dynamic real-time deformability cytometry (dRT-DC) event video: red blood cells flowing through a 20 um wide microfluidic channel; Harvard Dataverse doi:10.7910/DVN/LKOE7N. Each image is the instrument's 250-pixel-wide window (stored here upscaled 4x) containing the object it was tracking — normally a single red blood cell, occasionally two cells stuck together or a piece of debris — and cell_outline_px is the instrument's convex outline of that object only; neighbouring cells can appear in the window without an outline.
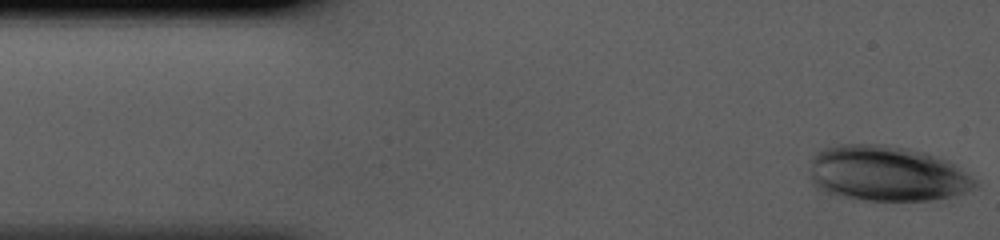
{"species": "human", "species_latin": "Homo sapiens", "temperature_condition": "cold", "stored_images_in_passage": 37, "camera_frame_rate_fps": 3000, "um_per_image_px": 0.085, "donor": {"sex": "male"}, "frame": {"image": 1, "passage_image": 1, "time_ms": 0.0, "image_size_px": [1000, 240], "cell_outline_px": [[976, 188], [952, 196], [932, 200], [860, 200], [836, 196], [820, 192], [812, 184], [808, 176], [808, 172], [812, 156], [816, 152], [824, 148], [840, 144], [884, 144], [908, 148], [924, 152], [944, 160], [960, 168], [976, 180]], "centroid_in_image_um": [75.27, 14.76], "position_along_channel_um": 9.7, "area_um2": 53.99}}
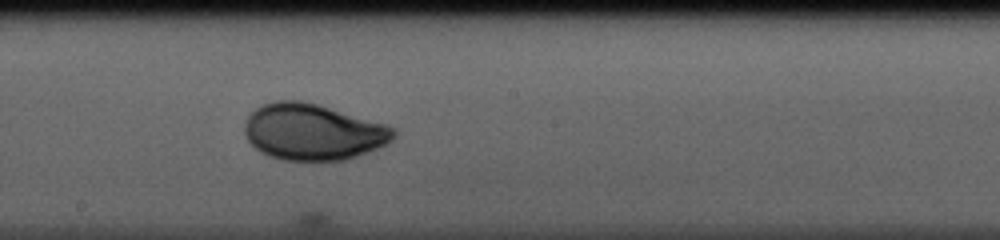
{"frame": {"image": 2, "passage_image": 22, "time_ms": 7.0, "image_size_px": [1000, 240], "cell_outline_px": [[396, 136], [388, 144], [368, 152], [344, 160], [280, 160], [268, 156], [260, 152], [244, 136], [244, 124], [248, 116], [256, 108], [264, 104], [276, 100], [300, 100], [316, 104], [388, 124], [396, 128]], "centroid_in_image_um": [26.61, 11.22], "position_along_channel_um": 221.6, "area_um2": 49.13}}
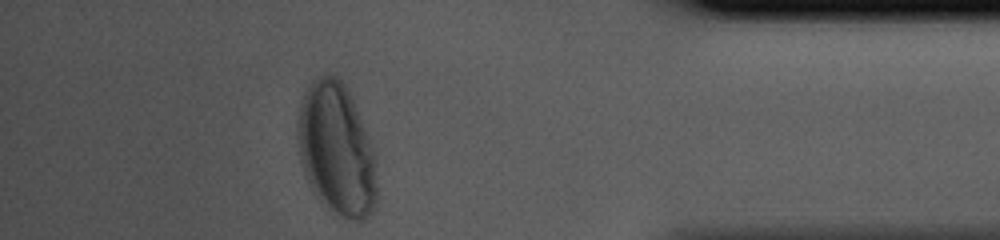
{"frame": {"image": 3, "passage_image": 37, "time_ms": 12.0, "image_size_px": [1000, 240], "cell_outline_px": [[376, 204], [368, 220], [360, 224], [340, 216], [324, 204], [316, 196], [308, 184], [300, 160], [296, 136], [296, 128], [300, 104], [304, 92], [308, 84], [312, 80], [328, 72], [332, 72], [340, 76], [356, 108], [376, 152]], "centroid_in_image_um": [28.61, 12.71], "position_along_channel_um": 406.6, "area_um2": 62.25}}